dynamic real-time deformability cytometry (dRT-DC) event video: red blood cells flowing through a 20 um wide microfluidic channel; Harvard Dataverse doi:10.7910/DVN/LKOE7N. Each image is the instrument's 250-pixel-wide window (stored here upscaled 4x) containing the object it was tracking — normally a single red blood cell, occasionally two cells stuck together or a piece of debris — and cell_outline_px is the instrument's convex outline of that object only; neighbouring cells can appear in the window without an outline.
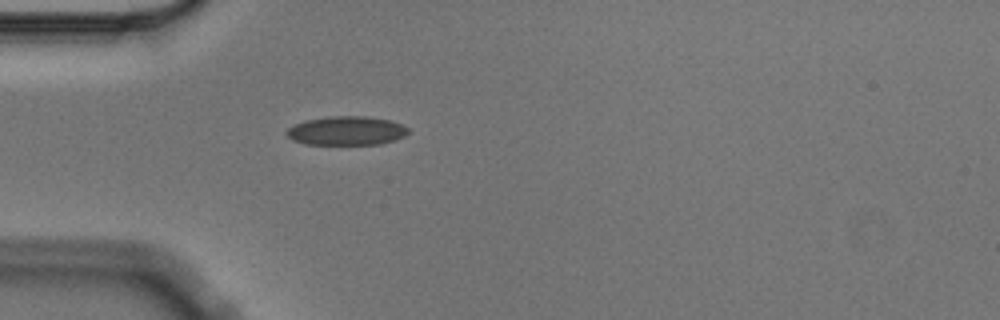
{"species": "Egyptian fruit bat (a non-hibernating species)", "species_latin": "Rousettus aegyptiacus", "temperature_condition": "cold", "stored_images_in_passage": 4, "camera_frame_rate_fps": 3000, "um_per_image_px": 0.085, "animal": {"sex": "male"}, "frame": {"image": 1, "passage_image": 4, "time_ms": 1.0, "image_size_px": [1000, 320], "cell_outline_px": [[408, 132], [404, 136], [380, 144], [304, 144], [292, 140], [284, 132], [288, 128], [304, 120], [328, 116], [364, 116], [388, 120], [400, 124], [408, 128]], "centroid_in_image_um": [29.4, 11.11], "position_along_channel_um": 55.6, "area_um2": 20.35}}